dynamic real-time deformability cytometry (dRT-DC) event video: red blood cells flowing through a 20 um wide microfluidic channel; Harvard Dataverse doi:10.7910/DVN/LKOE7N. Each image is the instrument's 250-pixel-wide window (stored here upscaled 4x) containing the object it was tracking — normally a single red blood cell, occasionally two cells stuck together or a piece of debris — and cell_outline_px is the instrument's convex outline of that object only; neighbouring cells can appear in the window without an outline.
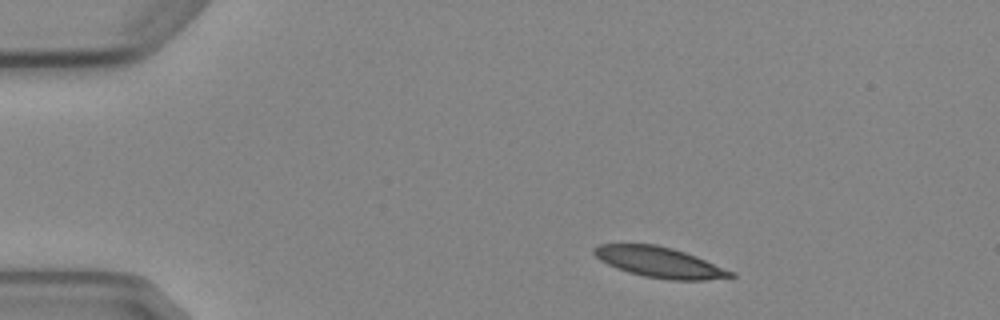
{"species": "Egyptian fruit bat (a non-hibernating species)", "species_latin": "Rousettus aegyptiacus", "temperature_condition": "cold", "stored_images_in_passage": 8, "camera_frame_rate_fps": 3000, "um_per_image_px": 0.085, "animal": {"sex": "female"}, "frame": {"image": 1, "passage_image": 1, "time_ms": 0.0, "image_size_px": [1000, 320], "cell_outline_px": [[736, 276], [704, 280], [672, 280], [644, 276], [628, 272], [616, 268], [600, 260], [592, 252], [592, 248], [600, 244], [656, 244], [672, 248], [696, 256], [736, 272]], "centroid_in_image_um": [56.07, 22.29], "position_along_channel_um": 28.9, "area_um2": 24.28}}
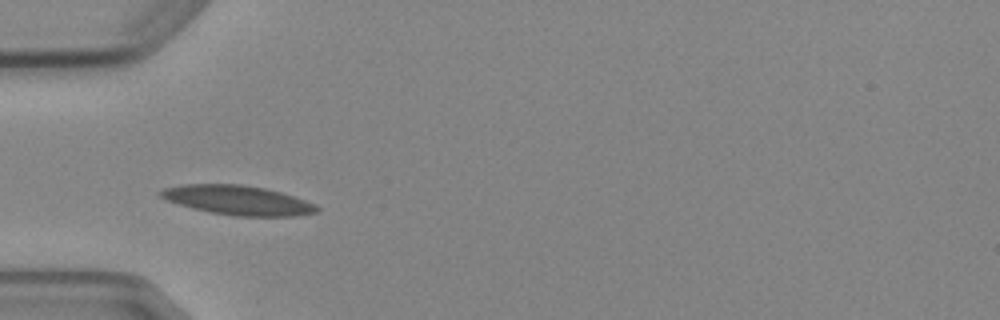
{"frame": {"image": 2, "passage_image": 3, "time_ms": 2.667, "image_size_px": [1000, 320], "cell_outline_px": [[320, 208], [316, 212], [296, 216], [236, 216], [208, 212], [192, 208], [164, 200], [156, 192], [164, 188], [180, 184], [240, 184], [264, 188], [280, 192], [316, 204]], "centroid_in_image_um": [20.15, 17.01], "position_along_channel_um": 64.9, "area_um2": 26.88}}
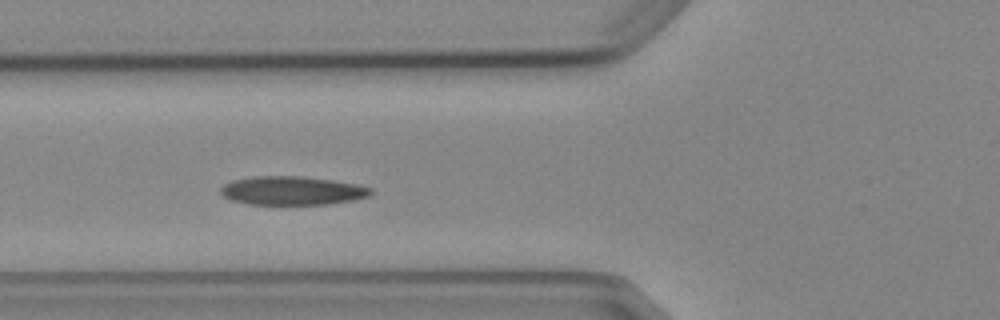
{"frame": {"image": 3, "passage_image": 4, "time_ms": 3.667, "image_size_px": [1000, 320], "cell_outline_px": [[372, 192], [368, 196], [352, 200], [328, 204], [248, 204], [232, 200], [224, 196], [220, 192], [220, 188], [224, 184], [232, 180], [252, 176], [300, 176], [332, 180], [356, 184], [372, 188]], "centroid_in_image_um": [24.8, 16.2], "position_along_channel_um": 101.0, "area_um2": 24.97}}